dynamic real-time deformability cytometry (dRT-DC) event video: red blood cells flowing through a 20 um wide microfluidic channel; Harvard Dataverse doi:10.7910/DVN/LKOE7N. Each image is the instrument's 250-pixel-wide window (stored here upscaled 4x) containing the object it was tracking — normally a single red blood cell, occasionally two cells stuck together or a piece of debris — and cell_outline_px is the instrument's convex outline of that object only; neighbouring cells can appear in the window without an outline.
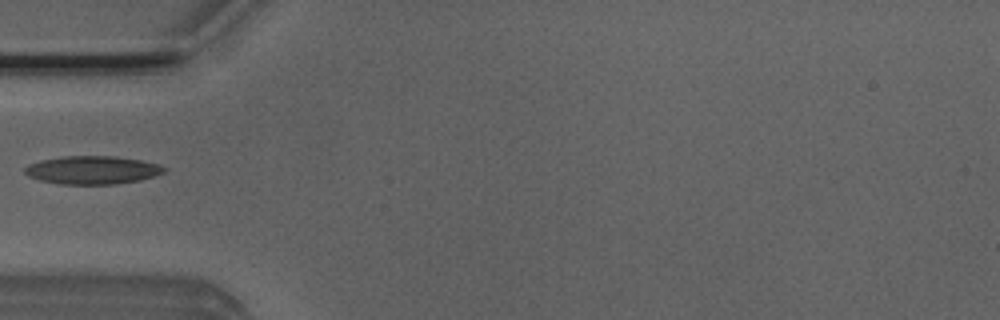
{"species": "Egyptian fruit bat (a non-hibernating species)", "species_latin": "Rousettus aegyptiacus", "temperature_condition": "room temperature", "stored_images_in_passage": 30, "camera_frame_rate_fps": 3000, "um_per_image_px": 0.085, "animal": {"sex": "male"}, "frame": {"image": 1, "passage_image": 1, "time_ms": 0.0, "image_size_px": [1000, 320], "cell_outline_px": [[168, 168], [164, 172], [156, 176], [140, 180], [116, 184], [60, 184], [40, 180], [28, 176], [24, 172], [24, 168], [28, 164], [40, 160], [60, 156], [112, 156], [140, 160], [160, 164]], "centroid_in_image_um": [7.86, 14.45], "position_along_channel_um": 77.1, "area_um2": 23.06}}
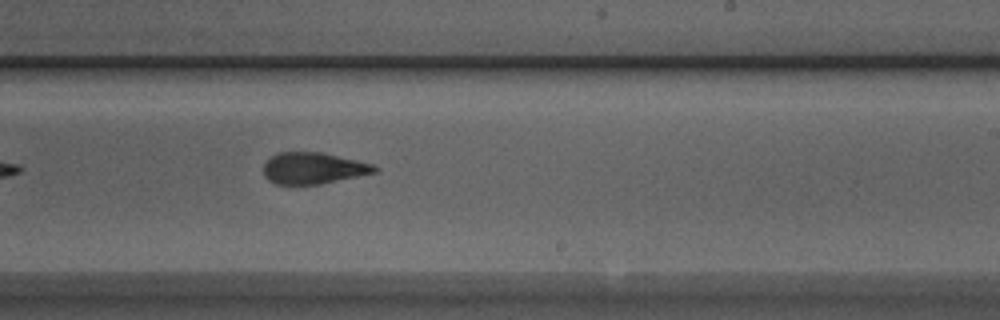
{"frame": {"image": 2, "passage_image": 15, "time_ms": 4.667, "image_size_px": [1000, 320], "cell_outline_px": [[380, 168], [376, 172], [320, 184], [276, 184], [268, 180], [264, 176], [264, 164], [276, 152], [320, 152], [356, 160], [372, 164]], "centroid_in_image_um": [26.61, 14.29], "position_along_channel_um": 262.4, "area_um2": 20.17}}
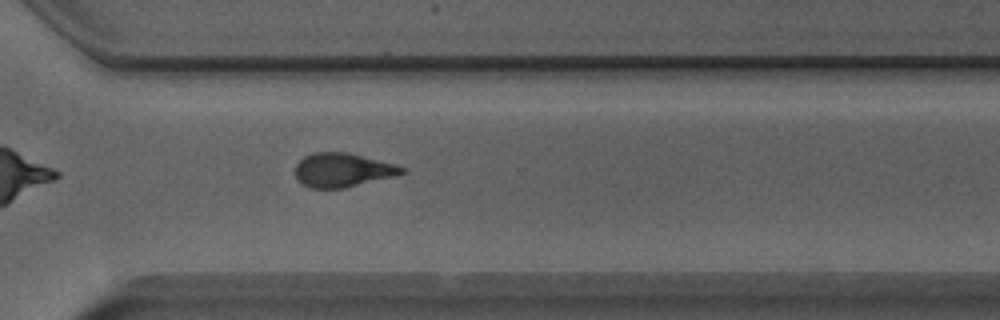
{"frame": {"image": 3, "passage_image": 21, "time_ms": 6.667, "image_size_px": [1000, 320], "cell_outline_px": [[408, 172], [344, 188], [308, 188], [296, 176], [296, 164], [304, 156], [312, 152], [344, 152], [396, 164], [408, 168]], "centroid_in_image_um": [29.13, 14.45], "position_along_channel_um": 341.5, "area_um2": 20.87}}